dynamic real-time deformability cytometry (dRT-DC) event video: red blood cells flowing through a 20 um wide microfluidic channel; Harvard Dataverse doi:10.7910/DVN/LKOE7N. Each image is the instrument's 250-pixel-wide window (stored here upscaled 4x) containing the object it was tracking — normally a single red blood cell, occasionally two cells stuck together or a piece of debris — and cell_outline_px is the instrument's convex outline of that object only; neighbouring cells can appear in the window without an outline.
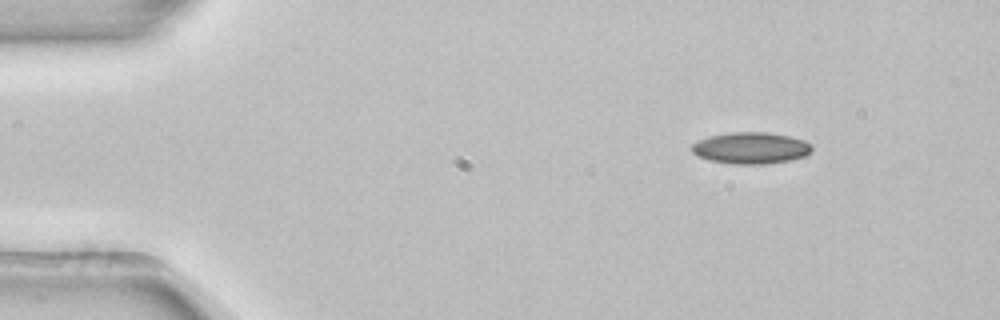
{"species": "common noctule bat (a hibernating species)", "species_latin": "Nyctalus noctula", "temperature_condition": "room temperature", "stored_images_in_passage": 51, "camera_frame_rate_fps": 3000, "um_per_image_px": 0.085, "animal": {"sex": "female", "body_mass_g": 22.7, "forearm_length_mm": 54.2}, "frame": {"image": 1, "passage_image": 5, "time_ms": 1.333, "image_size_px": [1000, 320], "cell_outline_px": [[812, 152], [804, 156], [788, 160], [768, 164], [732, 164], [708, 160], [696, 156], [692, 152], [692, 144], [708, 136], [732, 132], [768, 132], [788, 136], [804, 140], [812, 144]], "centroid_in_image_um": [63.82, 12.58], "position_along_channel_um": 21.2, "area_um2": 22.2}}
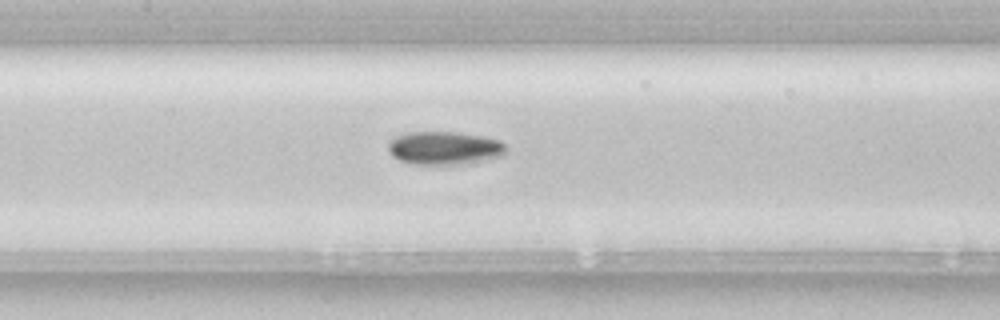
{"frame": {"image": 2, "passage_image": 23, "time_ms": 7.333, "image_size_px": [1000, 320], "cell_outline_px": [[508, 148], [500, 156], [480, 160], [456, 164], [412, 164], [400, 160], [392, 156], [388, 152], [388, 144], [396, 136], [408, 132], [456, 132], [484, 136], [500, 140]], "centroid_in_image_um": [37.75, 12.57], "position_along_channel_um": 169.7, "area_um2": 22.6}}
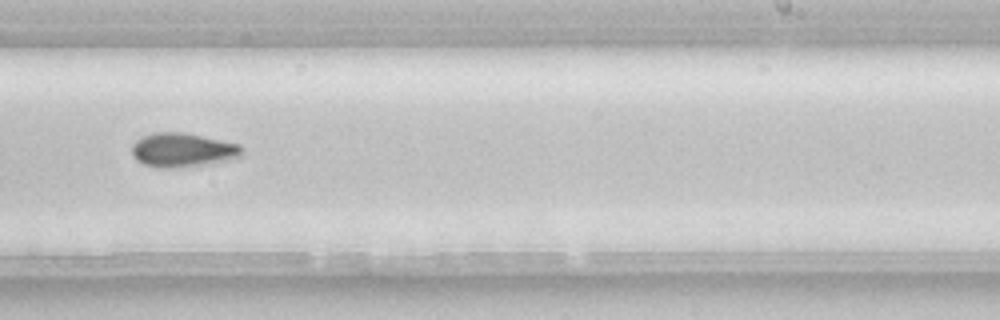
{"frame": {"image": 3, "passage_image": 31, "time_ms": 10.0, "image_size_px": [1000, 320], "cell_outline_px": [[244, 156], [212, 164], [172, 168], [160, 168], [144, 164], [136, 160], [132, 156], [132, 144], [140, 136], [152, 132], [184, 132], [240, 144], [244, 148]], "centroid_in_image_um": [15.54, 12.75], "position_along_channel_um": 273.5, "area_um2": 22.37}, "authors_computed_cell_mechanics": {"area_um2": 21.8484, "velocity_mm_per_s": 3.9137, "shape_relaxation_time_tau1_ms": 4.8934, "shape_relaxation_time_tau2_ms": null, "deformation_change_tau1": 0.1135, "deformation_change_tau2": null}}